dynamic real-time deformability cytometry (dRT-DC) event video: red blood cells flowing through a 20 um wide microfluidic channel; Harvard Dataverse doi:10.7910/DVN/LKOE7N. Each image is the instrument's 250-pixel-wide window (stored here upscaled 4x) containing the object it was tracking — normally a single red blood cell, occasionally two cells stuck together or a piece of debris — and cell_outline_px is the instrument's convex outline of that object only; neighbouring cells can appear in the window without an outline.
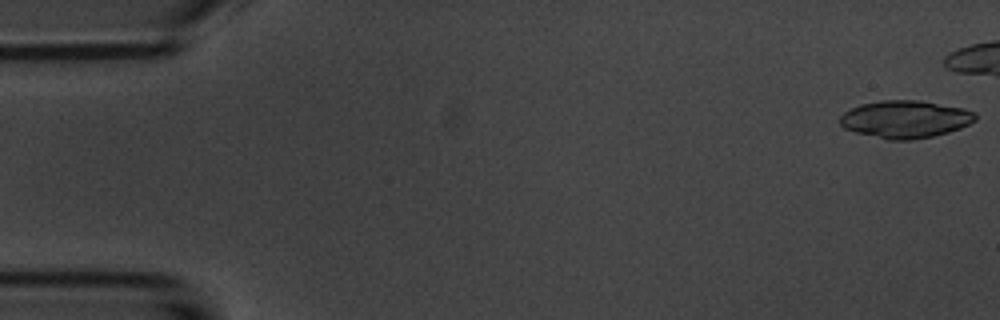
{"species": "common noctule bat (a hibernating species)", "species_latin": "Nyctalus noctula", "temperature_condition": "room temperature", "stored_images_in_passage": 43, "camera_frame_rate_fps": 3000, "um_per_image_px": 0.085, "animal": {"sex": "male", "body_mass_g": 20.1, "forearm_length_mm": 53.5}, "frame": {"image": 1, "passage_image": 1, "time_ms": 0.0, "image_size_px": [1000, 320], "cell_outline_px": [[976, 120], [960, 128], [948, 132], [932, 136], [912, 140], [888, 140], [856, 132], [844, 128], [840, 124], [840, 116], [844, 112], [860, 104], [880, 100], [920, 100], [964, 108], [976, 112]], "centroid_in_image_um": [76.95, 10.13], "position_along_channel_um": 8.0, "area_um2": 29.65}}